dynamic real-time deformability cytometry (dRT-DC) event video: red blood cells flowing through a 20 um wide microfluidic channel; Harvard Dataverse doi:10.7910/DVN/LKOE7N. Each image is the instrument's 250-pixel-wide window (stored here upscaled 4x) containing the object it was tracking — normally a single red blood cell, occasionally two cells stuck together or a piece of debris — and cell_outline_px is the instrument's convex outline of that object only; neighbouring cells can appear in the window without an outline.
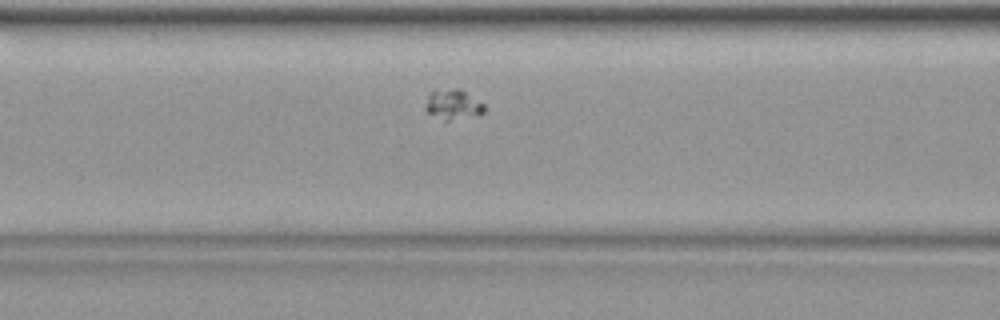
{"species": "common noctule bat (a hibernating species)", "species_latin": "Nyctalus noctula", "temperature_condition": "warm", "stored_images_in_passage": 34, "camera_frame_rate_fps": 3000, "um_per_image_px": 0.085, "animal": {"sex": "female", "body_mass_g": 19.9}, "frame": {"image": 1, "passage_image": 9, "time_ms": 2.667, "image_size_px": [1000, 320], "cell_outline_px": [[484, 112], [480, 116], [448, 120], [444, 120], [428, 112], [424, 108], [428, 96], [432, 92], [452, 88], [460, 88], [484, 104]], "centroid_in_image_um": [38.55, 8.89], "position_along_channel_um": 128.0, "area_um2": 10.23}}